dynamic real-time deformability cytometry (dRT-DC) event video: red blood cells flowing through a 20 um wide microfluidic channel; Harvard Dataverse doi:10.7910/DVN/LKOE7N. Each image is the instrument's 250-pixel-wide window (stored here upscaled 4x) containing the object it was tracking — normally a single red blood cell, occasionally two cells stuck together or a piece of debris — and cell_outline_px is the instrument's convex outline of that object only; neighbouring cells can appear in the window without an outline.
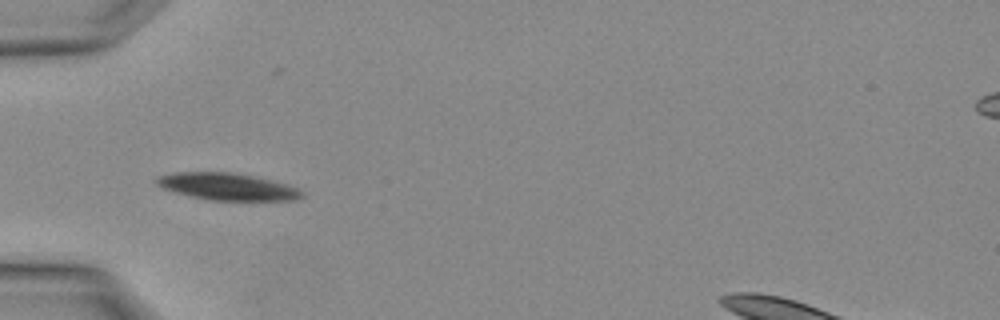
{"species": "Egyptian fruit bat (a non-hibernating species)", "species_latin": "Rousettus aegyptiacus", "temperature_condition": "warm", "stored_images_in_passage": 4, "camera_frame_rate_fps": 3000, "um_per_image_px": 0.085, "animal": {"sex": "female"}, "frame": {"image": 1, "passage_image": 4, "time_ms": 1.0, "image_size_px": [1000, 320], "cell_outline_px": [[304, 196], [296, 200], [208, 200], [188, 196], [160, 188], [152, 180], [156, 176], [176, 172], [228, 172], [252, 176], [272, 180], [288, 184], [304, 192]], "centroid_in_image_um": [19.26, 15.86], "position_along_channel_um": 65.7, "area_um2": 23.12}}